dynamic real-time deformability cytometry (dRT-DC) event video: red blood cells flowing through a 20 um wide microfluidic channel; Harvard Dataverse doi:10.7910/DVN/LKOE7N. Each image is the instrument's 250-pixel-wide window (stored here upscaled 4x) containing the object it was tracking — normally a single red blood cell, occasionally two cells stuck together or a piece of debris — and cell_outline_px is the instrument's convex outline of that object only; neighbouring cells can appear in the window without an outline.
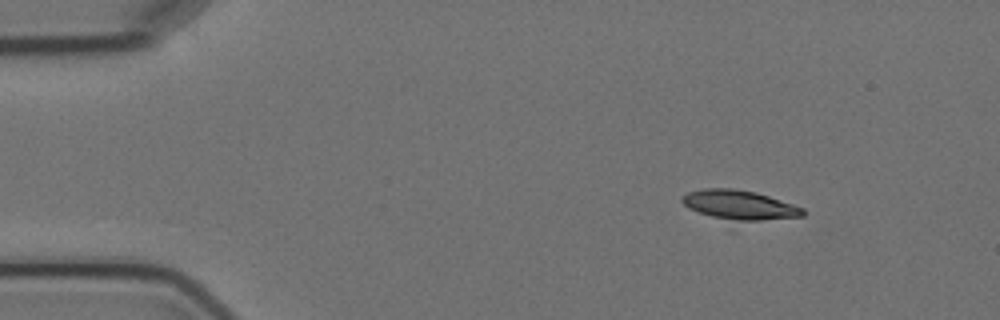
{"species": "Egyptian fruit bat (a non-hibernating species)", "species_latin": "Rousettus aegyptiacus", "temperature_condition": "cold", "stored_images_in_passage": 9, "camera_frame_rate_fps": 3000, "um_per_image_px": 0.085, "animal": {"sex": "female"}, "frame": {"image": 1, "passage_image": 1, "time_ms": 0.0, "image_size_px": [1000, 320], "cell_outline_px": [[808, 212], [804, 216], [736, 232], [688, 208], [680, 200], [680, 196], [688, 192], [704, 188], [732, 188], [756, 192], [804, 208]], "centroid_in_image_um": [62.91, 17.66], "position_along_channel_um": 22.1, "area_um2": 24.74}}
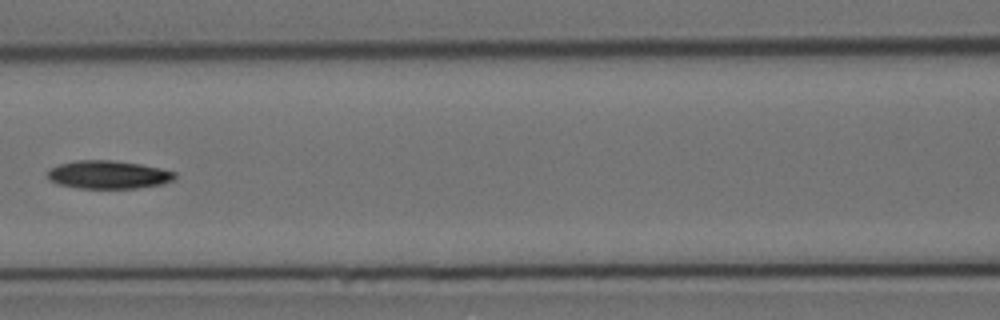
{"frame": {"image": 2, "passage_image": 6, "time_ms": 6.0, "image_size_px": [1000, 320], "cell_outline_px": [[176, 176], [172, 180], [164, 184], [136, 188], [80, 188], [56, 184], [48, 180], [48, 168], [60, 164], [76, 160], [112, 160], [140, 164], [160, 168], [176, 172]], "centroid_in_image_um": [9.18, 14.85], "position_along_channel_um": 157.4, "area_um2": 20.98}}
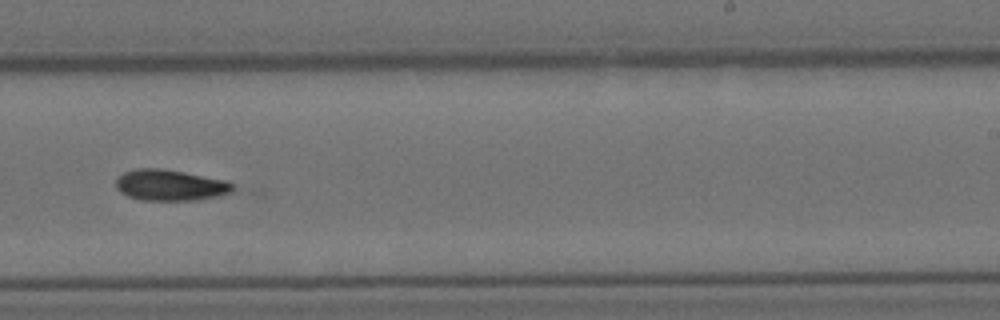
{"frame": {"image": 3, "passage_image": 9, "time_ms": 9.333, "image_size_px": [1000, 320], "cell_outline_px": [[236, 188], [232, 192], [220, 196], [196, 200], [140, 200], [128, 196], [120, 192], [116, 188], [116, 176], [124, 172], [136, 168], [160, 168], [184, 172], [228, 180], [236, 184]], "centroid_in_image_um": [14.5, 15.73], "position_along_channel_um": 274.5, "area_um2": 21.56}}